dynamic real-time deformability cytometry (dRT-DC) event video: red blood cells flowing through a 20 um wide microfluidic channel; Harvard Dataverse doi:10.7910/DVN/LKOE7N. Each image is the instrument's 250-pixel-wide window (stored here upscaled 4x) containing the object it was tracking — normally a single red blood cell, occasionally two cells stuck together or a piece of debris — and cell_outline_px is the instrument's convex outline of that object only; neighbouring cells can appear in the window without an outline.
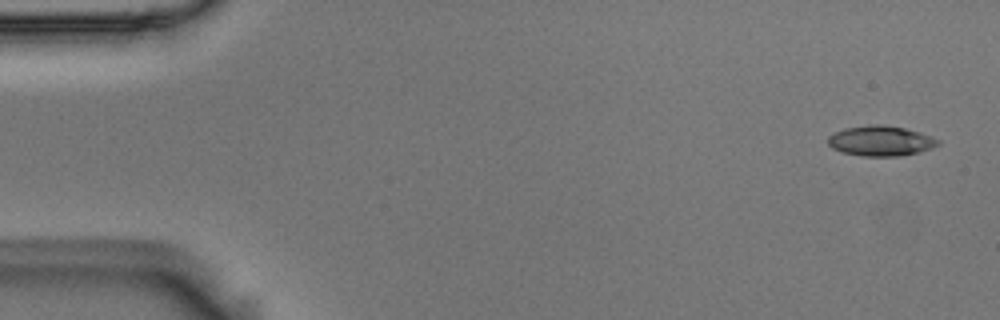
{"species": "Egyptian fruit bat (a non-hibernating species)", "species_latin": "Rousettus aegyptiacus", "temperature_condition": "room temperature", "stored_images_in_passage": 6, "segment_of_instrument_passage": [1, 2], "camera_frame_rate_fps": 3000, "um_per_image_px": 0.085, "animal": {"sex": "male"}, "frame": {"image": 1, "passage_image": 1, "time_ms": 0.0, "image_size_px": [1000, 320], "cell_outline_px": [[940, 144], [932, 148], [920, 152], [900, 156], [860, 156], [840, 152], [832, 148], [828, 144], [828, 136], [844, 128], [872, 124], [876, 124], [904, 128], [920, 132], [940, 140]], "centroid_in_image_um": [74.85, 11.98], "position_along_channel_um": 10.1, "area_um2": 19.42}}
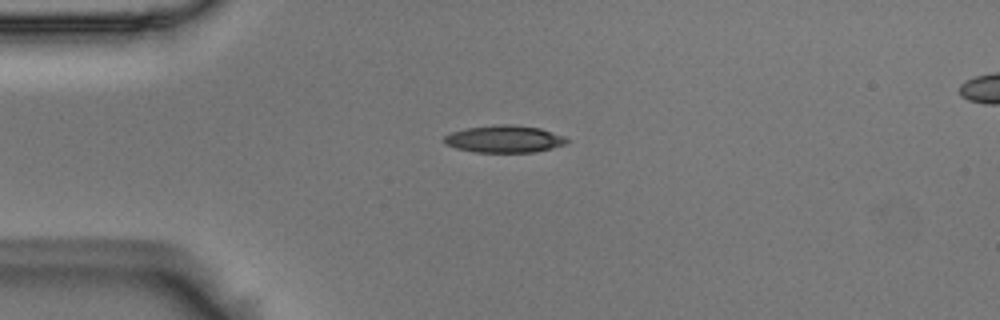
{"frame": {"image": 2, "passage_image": 4, "time_ms": 1.0, "image_size_px": [1000, 320], "cell_outline_px": [[568, 140], [564, 144], [552, 148], [532, 152], [476, 152], [456, 148], [444, 144], [444, 136], [452, 132], [468, 128], [496, 124], [516, 124], [540, 128], [564, 136]], "centroid_in_image_um": [42.85, 11.81], "position_along_channel_um": 42.1, "area_um2": 19.36}}